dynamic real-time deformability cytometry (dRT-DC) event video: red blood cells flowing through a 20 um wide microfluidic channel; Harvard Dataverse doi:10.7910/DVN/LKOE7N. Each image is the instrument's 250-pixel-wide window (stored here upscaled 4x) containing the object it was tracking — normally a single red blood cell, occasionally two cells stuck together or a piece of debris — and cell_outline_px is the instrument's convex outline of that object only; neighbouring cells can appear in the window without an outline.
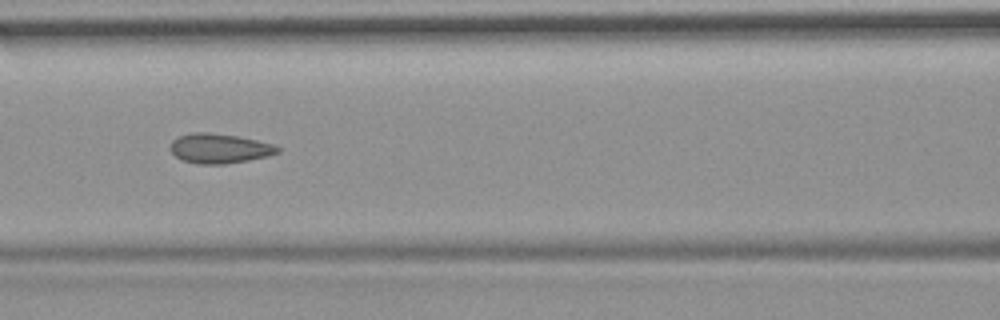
{"species": "common noctule bat (a hibernating species)", "species_latin": "Nyctalus noctula", "temperature_condition": "room temperature", "stored_images_in_passage": 52, "camera_frame_rate_fps": 3000, "um_per_image_px": 0.085, "animal": {"sex": "female", "body_mass_g": 19.9}, "frame": {"image": 1, "passage_image": 23, "time_ms": 7.333, "image_size_px": [1000, 320], "cell_outline_px": [[284, 148], [280, 152], [268, 156], [248, 160], [224, 164], [196, 164], [184, 160], [176, 156], [172, 152], [172, 140], [180, 136], [192, 132], [208, 132], [236, 136], [256, 140], [272, 144]], "centroid_in_image_um": [18.7, 12.62], "position_along_channel_um": 147.9, "area_um2": 18.44}, "authors_computed_cell_mechanics": {"area_um2": 18.6983, "velocity_mm_per_s": 3.7128, "shape_relaxation_time_tau1_ms": null, "shape_relaxation_time_tau2_ms": 1.3653, "deformation_change_tau1": null, "deformation_change_tau2": 0.0828}}